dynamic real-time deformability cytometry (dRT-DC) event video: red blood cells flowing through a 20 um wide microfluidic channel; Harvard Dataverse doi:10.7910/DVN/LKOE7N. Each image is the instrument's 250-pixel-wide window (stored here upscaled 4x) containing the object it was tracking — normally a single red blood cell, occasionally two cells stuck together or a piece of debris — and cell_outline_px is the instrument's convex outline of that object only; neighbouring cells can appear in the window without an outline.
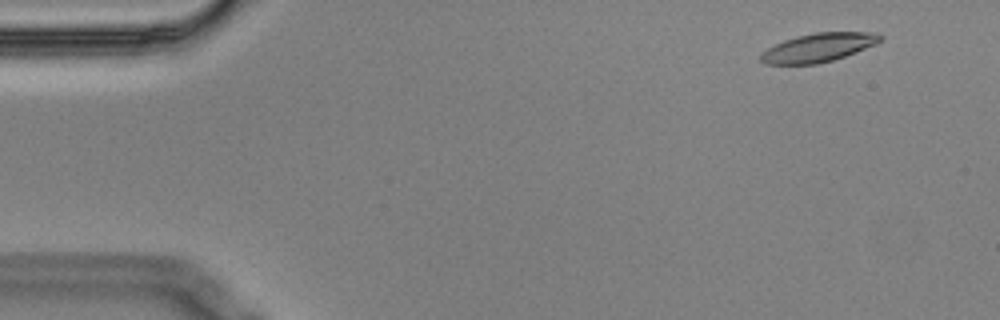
{"species": "Egyptian fruit bat (a non-hibernating species)", "species_latin": "Rousettus aegyptiacus", "temperature_condition": "cold", "stored_images_in_passage": 8, "camera_frame_rate_fps": 3000, "um_per_image_px": 0.085, "animal": {"sex": "male"}, "frame": {"image": 1, "passage_image": 1, "time_ms": 0.0, "image_size_px": [1000, 320], "cell_outline_px": [[884, 36], [876, 44], [856, 52], [832, 60], [816, 64], [764, 64], [760, 60], [760, 56], [768, 48], [784, 40], [796, 36], [816, 32], [880, 32]], "centroid_in_image_um": [69.6, 4.03], "position_along_channel_um": 15.4, "area_um2": 19.88}}
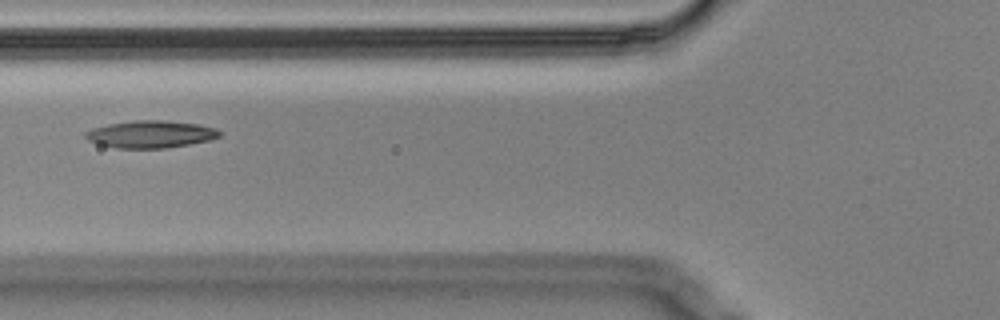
{"frame": {"image": 2, "passage_image": 5, "time_ms": 1.333, "image_size_px": [1000, 320], "cell_outline_px": [[220, 136], [208, 140], [168, 148], [116, 148], [100, 144], [88, 140], [84, 136], [84, 132], [92, 128], [108, 124], [132, 120], [164, 120], [200, 124], [216, 128], [220, 132]], "centroid_in_image_um": [12.78, 11.4], "position_along_channel_um": 113.0, "area_um2": 21.33}}
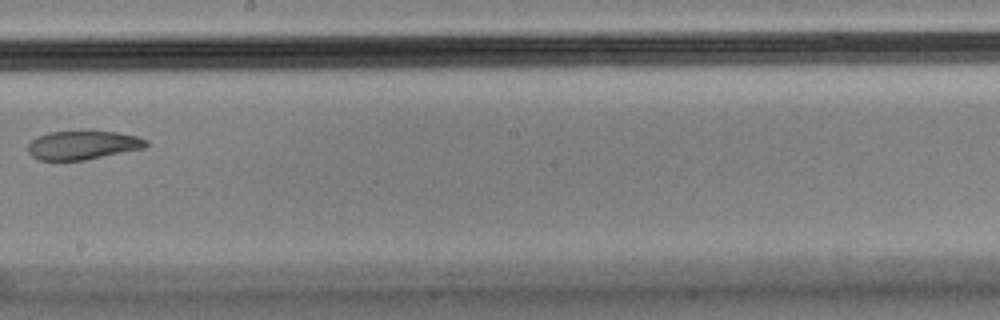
{"frame": {"image": 3, "passage_image": 8, "time_ms": 2.333, "image_size_px": [1000, 320], "cell_outline_px": [[148, 144], [144, 148], [84, 160], [40, 160], [32, 156], [28, 152], [28, 144], [36, 136], [48, 132], [88, 128], [92, 128], [140, 136], [148, 140]], "centroid_in_image_um": [7.05, 12.27], "position_along_channel_um": 241.1, "area_um2": 20.69}}